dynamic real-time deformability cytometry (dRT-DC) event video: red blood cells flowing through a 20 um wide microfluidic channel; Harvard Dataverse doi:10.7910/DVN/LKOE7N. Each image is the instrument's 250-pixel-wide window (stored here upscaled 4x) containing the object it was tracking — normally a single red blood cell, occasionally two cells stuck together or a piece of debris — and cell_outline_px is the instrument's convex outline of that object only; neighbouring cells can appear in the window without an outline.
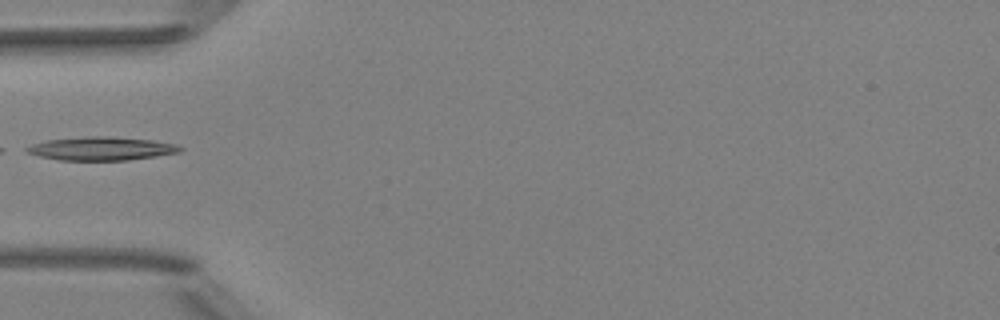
{"species": "Egyptian fruit bat (a non-hibernating species)", "species_latin": "Rousettus aegyptiacus", "temperature_condition": "room temperature", "stored_images_in_passage": 5, "camera_frame_rate_fps": 3000, "um_per_image_px": 0.085, "animal": {"sex": "female"}, "frame": {"image": 1, "passage_image": 5, "time_ms": 1.333, "image_size_px": [1000, 320], "cell_outline_px": [[184, 148], [180, 152], [156, 156], [128, 160], [60, 160], [40, 156], [24, 152], [24, 148], [32, 144], [48, 140], [88, 136], [108, 136], [152, 140], [176, 144]], "centroid_in_image_um": [8.61, 12.63], "position_along_channel_um": 76.4, "area_um2": 20.92}}